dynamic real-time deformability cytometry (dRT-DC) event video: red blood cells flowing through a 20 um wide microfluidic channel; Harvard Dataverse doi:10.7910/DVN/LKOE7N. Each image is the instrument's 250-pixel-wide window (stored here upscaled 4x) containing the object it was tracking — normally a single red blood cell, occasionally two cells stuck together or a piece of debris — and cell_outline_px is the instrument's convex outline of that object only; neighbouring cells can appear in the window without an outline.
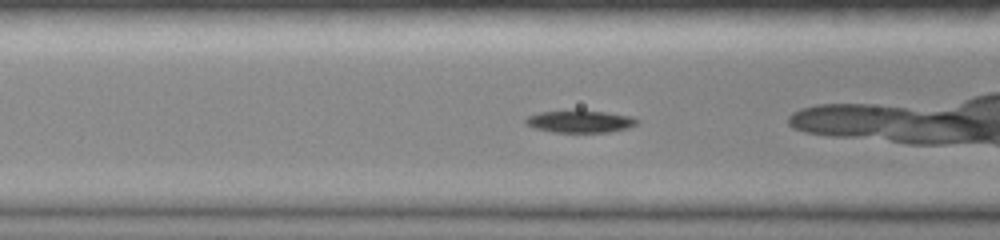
{"species": "common noctule bat (a hibernating species)", "species_latin": "Nyctalus noctula", "temperature_condition": "room temperature", "stored_images_in_passage": 25, "camera_frame_rate_fps": 3000, "um_per_image_px": 0.085, "animal": {"sex": "female", "body_mass_g": 19.0, "forearm_length_mm": 51.5}, "frame": {"image": 1, "passage_image": 14, "time_ms": 4.0, "image_size_px": [1000, 240], "cell_outline_px": [[640, 120], [636, 124], [628, 128], [608, 132], [552, 132], [536, 128], [524, 124], [524, 120], [528, 116], [540, 112], [604, 112], [632, 116]], "centroid_in_image_um": [49.32, 10.35], "position_along_channel_um": 117.3, "area_um2": 13.99}}
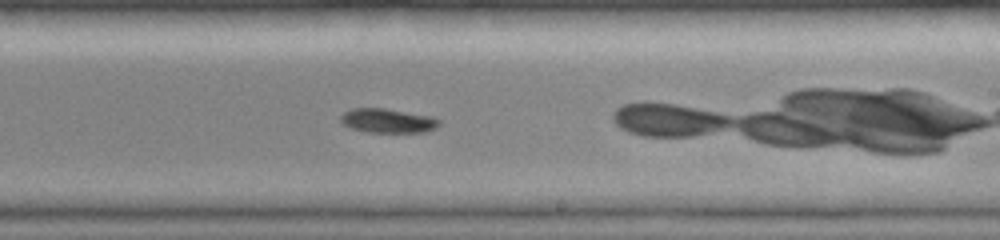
{"frame": {"image": 2, "passage_image": 21, "time_ms": 7.333, "image_size_px": [1000, 240], "cell_outline_px": [[440, 124], [436, 128], [424, 132], [368, 132], [352, 128], [344, 124], [340, 120], [340, 116], [344, 112], [352, 108], [384, 108], [432, 116], [440, 120]], "centroid_in_image_um": [32.97, 10.25], "position_along_channel_um": 256.0, "area_um2": 13.87}}